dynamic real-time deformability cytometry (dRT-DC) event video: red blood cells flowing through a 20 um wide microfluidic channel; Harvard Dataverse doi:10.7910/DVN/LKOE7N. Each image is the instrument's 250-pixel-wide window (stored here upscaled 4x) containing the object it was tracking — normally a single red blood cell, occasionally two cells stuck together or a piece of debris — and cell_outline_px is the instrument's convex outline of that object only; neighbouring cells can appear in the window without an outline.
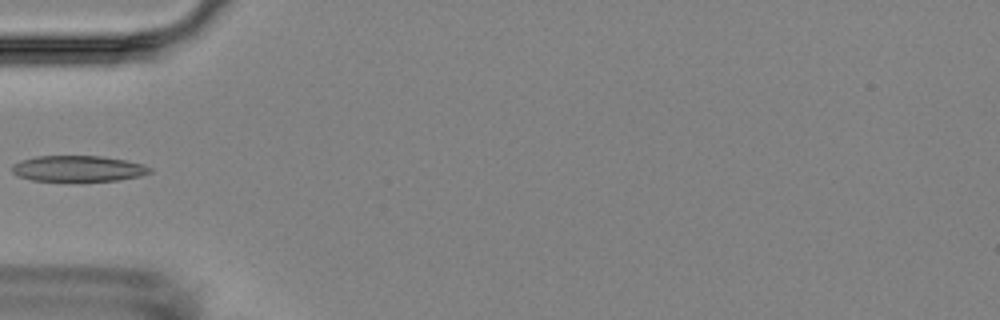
{"species": "Egyptian fruit bat (a non-hibernating species)", "species_latin": "Rousettus aegyptiacus", "temperature_condition": "room temperature", "stored_images_in_passage": 5, "camera_frame_rate_fps": 3000, "um_per_image_px": 0.085, "animal": {"sex": "female"}, "frame": {"image": 1, "passage_image": 5, "time_ms": 5.333, "image_size_px": [1000, 320], "cell_outline_px": [[152, 172], [140, 176], [116, 180], [32, 180], [16, 176], [12, 172], [12, 164], [20, 160], [36, 156], [100, 156], [124, 160], [144, 164], [152, 168]], "centroid_in_image_um": [6.62, 14.32], "position_along_channel_um": 78.4, "area_um2": 20.63}}